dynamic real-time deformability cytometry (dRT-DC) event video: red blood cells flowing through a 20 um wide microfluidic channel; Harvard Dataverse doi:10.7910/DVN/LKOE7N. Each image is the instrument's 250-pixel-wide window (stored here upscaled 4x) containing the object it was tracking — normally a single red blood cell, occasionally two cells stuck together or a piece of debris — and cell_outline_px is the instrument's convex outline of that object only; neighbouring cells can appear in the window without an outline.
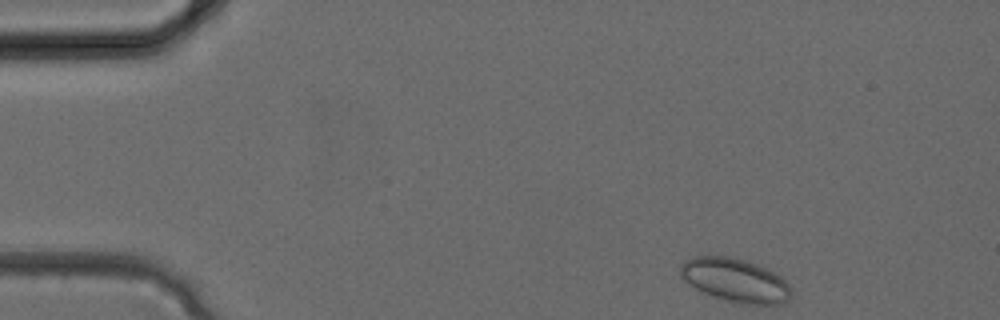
{"species": "common noctule bat (a hibernating species)", "species_latin": "Nyctalus noctula", "temperature_condition": "cold", "stored_images_in_passage": 30, "camera_frame_rate_fps": 3000, "um_per_image_px": 0.085, "animal": {"sex": "female", "body_mass_g": 24.6, "forearm_length_mm": 56.2}, "frame": {"image": 1, "passage_image": 1, "time_ms": 0.0, "image_size_px": [1000, 320], "cell_outline_px": [[792, 296], [784, 304], [740, 304], [704, 292], [696, 288], [684, 280], [680, 276], [680, 264], [688, 256], [728, 256], [744, 260], [756, 264], [780, 276], [788, 284], [792, 292]], "centroid_in_image_um": [62.48, 23.81], "position_along_channel_um": 22.5, "area_um2": 28.03}}
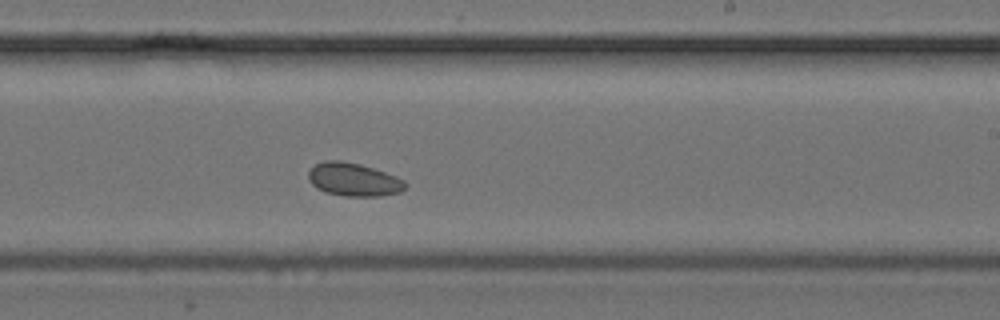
{"frame": {"image": 2, "passage_image": 17, "time_ms": 5.333, "image_size_px": [1000, 320], "cell_outline_px": [[408, 184], [400, 192], [380, 196], [344, 196], [324, 192], [316, 188], [308, 180], [308, 172], [316, 164], [324, 160], [340, 160], [360, 164], [396, 176], [404, 180]], "centroid_in_image_um": [30.04, 15.26], "position_along_channel_um": 259.0, "area_um2": 18.79}}
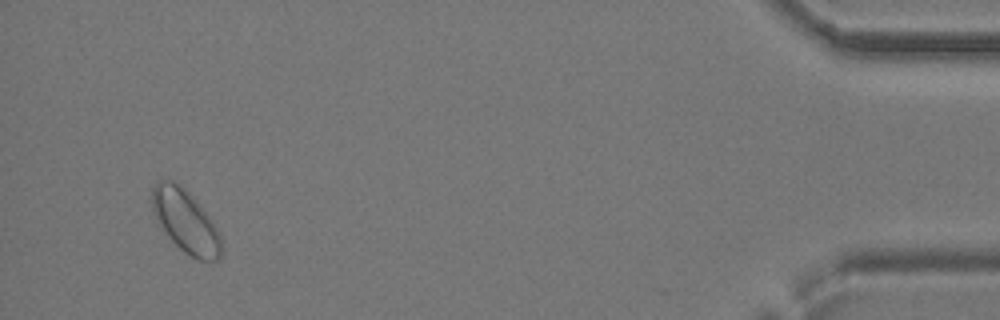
{"frame": {"image": 3, "passage_image": 29, "time_ms": 9.333, "image_size_px": [1000, 320], "cell_outline_px": [[224, 248], [220, 256], [216, 260], [196, 260], [184, 252], [168, 236], [156, 220], [152, 212], [152, 188], [156, 180], [172, 180], [180, 184], [196, 200], [212, 220], [220, 236]], "centroid_in_image_um": [15.77, 18.8], "position_along_channel_um": 419.4, "area_um2": 25.43}}